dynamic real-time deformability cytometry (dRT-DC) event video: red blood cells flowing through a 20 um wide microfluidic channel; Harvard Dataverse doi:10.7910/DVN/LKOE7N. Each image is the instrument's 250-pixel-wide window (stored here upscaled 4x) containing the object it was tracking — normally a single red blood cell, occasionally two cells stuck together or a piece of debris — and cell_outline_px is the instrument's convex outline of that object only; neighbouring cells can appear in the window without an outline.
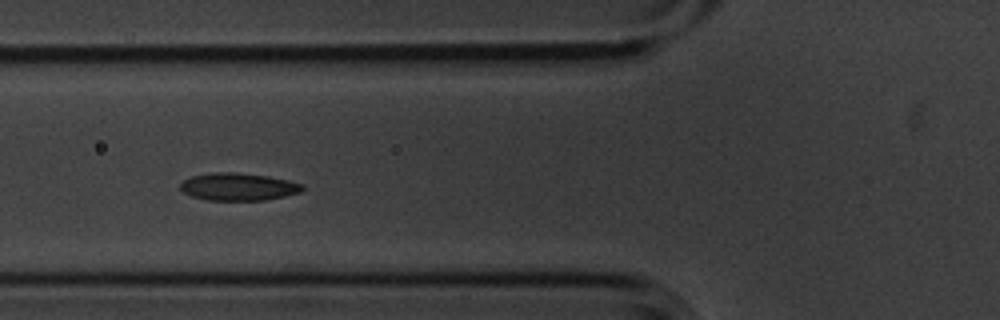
{"species": "common noctule bat (a hibernating species)", "species_latin": "Nyctalus noctula", "temperature_condition": "cold", "stored_images_in_passage": 14, "segment_of_instrument_passage": [1, 2], "camera_frame_rate_fps": 3000, "um_per_image_px": 0.085, "animal": {"sex": "male", "body_mass_g": 20.1, "forearm_length_mm": 53.5}, "frame": {"image": 1, "passage_image": 4, "time_ms": 1.0, "image_size_px": [1000, 320], "cell_outline_px": [[304, 188], [300, 192], [284, 196], [264, 200], [208, 200], [192, 196], [184, 192], [180, 188], [180, 184], [184, 180], [192, 176], [216, 172], [236, 172], [268, 176], [288, 180], [304, 184]], "centroid_in_image_um": [20.27, 15.87], "position_along_channel_um": 105.5, "area_um2": 19.48}}
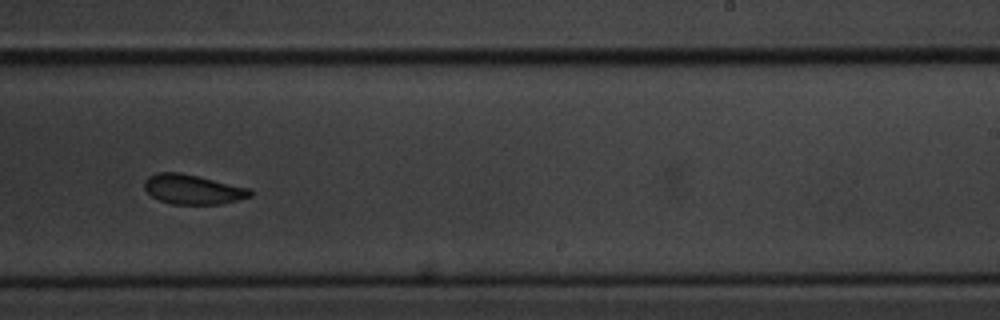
{"frame": {"image": 2, "passage_image": 8, "time_ms": 2.333, "image_size_px": [1000, 320], "cell_outline_px": [[252, 196], [220, 204], [172, 204], [160, 200], [152, 196], [144, 188], [144, 180], [148, 176], [156, 172], [180, 172], [252, 188]], "centroid_in_image_um": [16.39, 16.08], "position_along_channel_um": 272.6, "area_um2": 18.38}}
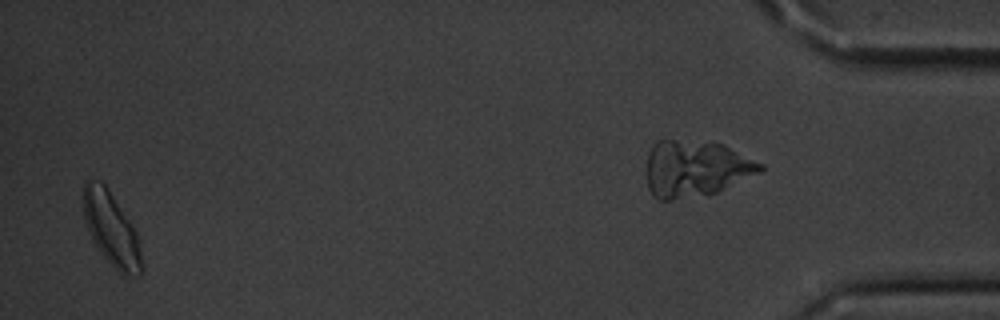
{"frame": {"image": 3, "passage_image": 13, "time_ms": 4.0, "image_size_px": [1000, 320], "cell_outline_px": [[144, 272], [140, 276], [124, 276], [112, 268], [100, 252], [92, 240], [88, 232], [84, 220], [80, 200], [80, 192], [84, 180], [100, 180], [104, 184], [132, 224], [136, 232], [144, 264]], "centroid_in_image_um": [9.43, 19.49], "position_along_channel_um": 425.8, "area_um2": 25.95}}